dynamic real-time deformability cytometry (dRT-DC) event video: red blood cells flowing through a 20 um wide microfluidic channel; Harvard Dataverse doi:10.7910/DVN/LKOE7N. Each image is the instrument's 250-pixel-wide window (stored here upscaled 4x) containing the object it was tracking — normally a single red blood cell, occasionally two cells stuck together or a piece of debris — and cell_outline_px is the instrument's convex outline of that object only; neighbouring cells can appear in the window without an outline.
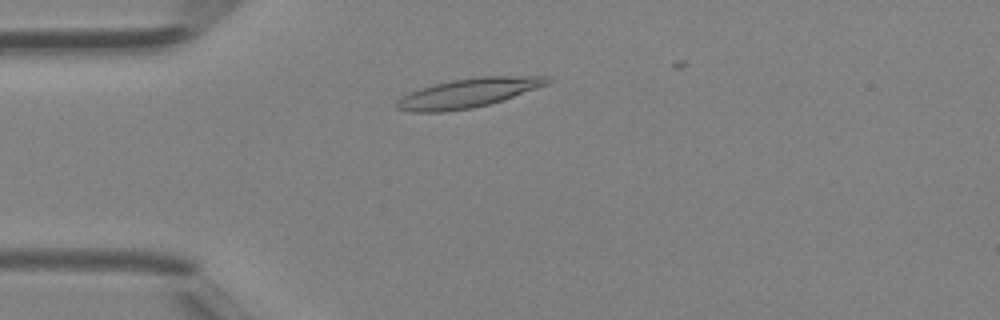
{"species": "Egyptian fruit bat (a non-hibernating species)", "species_latin": "Rousettus aegyptiacus", "temperature_condition": "room temperature", "stored_images_in_passage": 14, "camera_frame_rate_fps": 3000, "um_per_image_px": 0.085, "animal": {"sex": "female"}, "frame": {"image": 1, "passage_image": 4, "time_ms": 1.0, "image_size_px": [1000, 320], "cell_outline_px": [[552, 80], [548, 84], [504, 100], [472, 108], [444, 112], [408, 112], [396, 108], [396, 100], [408, 92], [432, 84], [452, 80], [480, 76], [548, 76]], "centroid_in_image_um": [39.77, 7.9], "position_along_channel_um": 45.2, "area_um2": 25.78}}
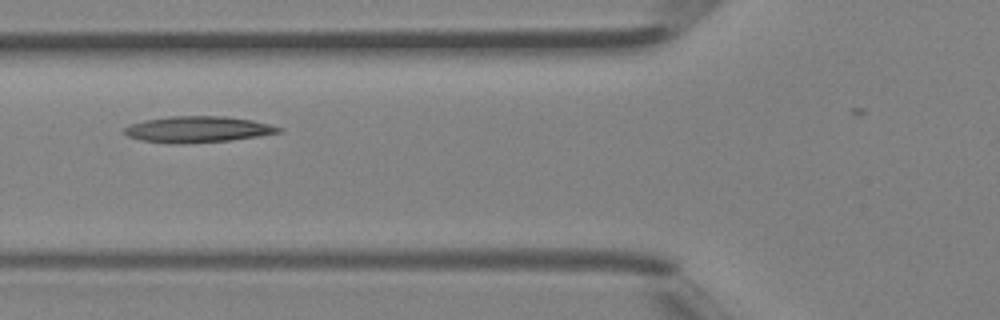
{"frame": {"image": 2, "passage_image": 9, "time_ms": 2.667, "image_size_px": [1000, 320], "cell_outline_px": [[284, 132], [232, 140], [176, 144], [172, 144], [140, 140], [128, 136], [124, 132], [124, 128], [128, 124], [144, 120], [168, 116], [224, 116], [252, 120], [284, 128]], "centroid_in_image_um": [16.8, 10.99], "position_along_channel_um": 109.0, "area_um2": 23.7}}
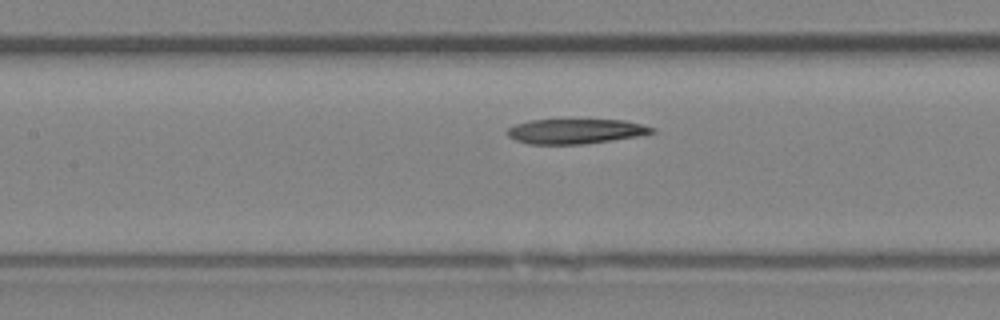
{"frame": {"image": 3, "passage_image": 12, "time_ms": 3.667, "image_size_px": [1000, 320], "cell_outline_px": [[656, 132], [636, 136], [612, 140], [584, 144], [528, 144], [516, 140], [508, 136], [504, 132], [508, 128], [516, 124], [532, 120], [624, 120], [656, 128]], "centroid_in_image_um": [48.9, 11.16], "position_along_channel_um": 158.5, "area_um2": 20.87}}